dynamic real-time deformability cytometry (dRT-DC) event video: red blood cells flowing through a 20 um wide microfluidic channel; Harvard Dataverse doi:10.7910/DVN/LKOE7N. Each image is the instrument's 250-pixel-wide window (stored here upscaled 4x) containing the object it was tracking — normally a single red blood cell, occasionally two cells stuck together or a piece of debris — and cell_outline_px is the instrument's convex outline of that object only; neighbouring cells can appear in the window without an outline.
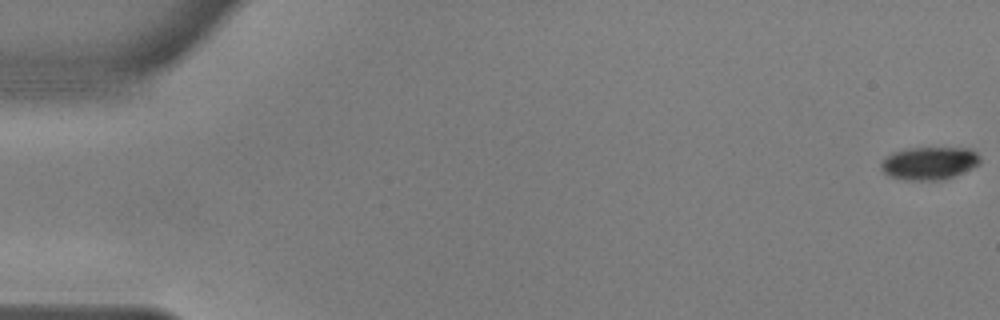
{"species": "common noctule bat (a hibernating species)", "species_latin": "Nyctalus noctula", "temperature_condition": "warm", "stored_images_in_passage": 57, "camera_frame_rate_fps": 3000, "um_per_image_px": 0.085, "animal": {"sex": "male", "body_mass_g": 17.9, "forearm_length_mm": 54.2}, "frame": {"image": 1, "passage_image": 1, "time_ms": 0.0, "image_size_px": [1000, 320], "cell_outline_px": [[980, 164], [972, 168], [952, 176], [940, 180], [908, 180], [888, 176], [880, 168], [880, 164], [892, 152], [908, 148], [972, 148], [980, 156]], "centroid_in_image_um": [79.0, 13.86], "position_along_channel_um": 6.0, "area_um2": 18.9}}
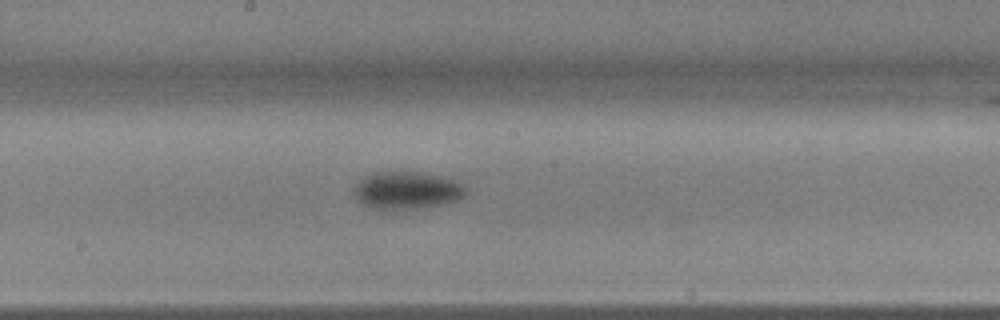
{"frame": {"image": 2, "passage_image": 31, "time_ms": 10.0, "image_size_px": [1000, 320], "cell_outline_px": [[468, 192], [464, 196], [456, 200], [440, 204], [416, 208], [372, 208], [360, 204], [356, 200], [352, 192], [352, 188], [364, 176], [372, 172], [420, 172], [444, 176], [460, 180], [468, 188]], "centroid_in_image_um": [34.59, 16.15], "position_along_channel_um": 213.6, "area_um2": 24.74}}
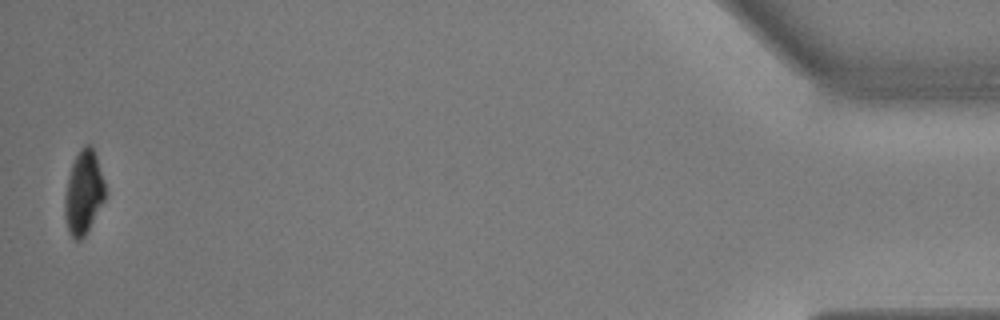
{"frame": {"image": 3, "passage_image": 56, "time_ms": 18.333, "image_size_px": [1000, 320], "cell_outline_px": [[104, 200], [84, 236], [80, 240], [76, 240], [72, 236], [68, 228], [64, 216], [64, 196], [68, 176], [72, 164], [80, 148], [84, 144], [92, 144], [96, 156], [104, 184]], "centroid_in_image_um": [7.07, 16.33], "position_along_channel_um": 428.1, "area_um2": 19.31}, "authors_computed_cell_mechanics": {"area_um2": 22.4264, "velocity_mm_per_s": 3.6263, "shape_relaxation_time_tau1_ms": 2.9313, "shape_relaxation_time_tau2_ms": null, "deformation_change_tau1": 0.1126, "deformation_change_tau2": null}}